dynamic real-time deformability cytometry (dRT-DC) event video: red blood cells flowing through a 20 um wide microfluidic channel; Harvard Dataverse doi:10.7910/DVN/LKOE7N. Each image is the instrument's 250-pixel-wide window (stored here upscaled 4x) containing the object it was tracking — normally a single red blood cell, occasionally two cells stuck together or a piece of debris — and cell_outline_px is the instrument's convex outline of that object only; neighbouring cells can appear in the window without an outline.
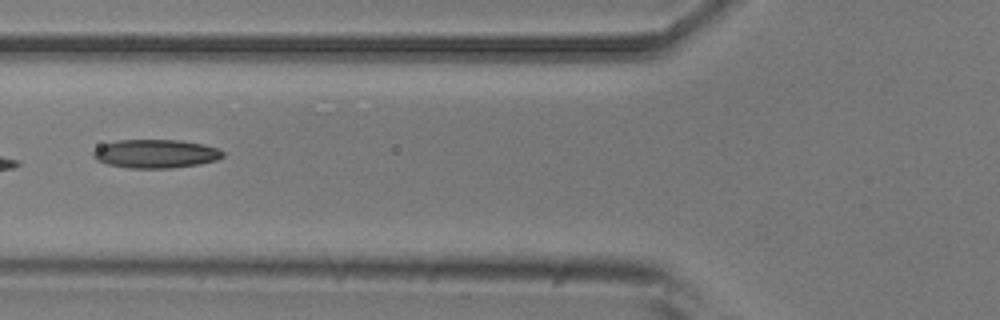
{"species": "common noctule bat (a hibernating species)", "species_latin": "Nyctalus noctula", "temperature_condition": "room temperature", "stored_images_in_passage": 5, "camera_frame_rate_fps": 3000, "um_per_image_px": 0.085, "animal": {"sex": "male", "body_mass_g": 20.5, "forearm_length_mm": 52.5}, "frame": {"image": 1, "passage_image": 4, "time_ms": 4.333, "image_size_px": [1000, 320], "cell_outline_px": [[224, 156], [216, 160], [200, 164], [172, 168], [128, 168], [108, 164], [96, 160], [92, 156], [92, 152], [96, 148], [104, 144], [116, 140], [180, 140], [204, 144], [216, 148], [224, 152]], "centroid_in_image_um": [13.22, 13.07], "position_along_channel_um": 112.6, "area_um2": 21.68}}
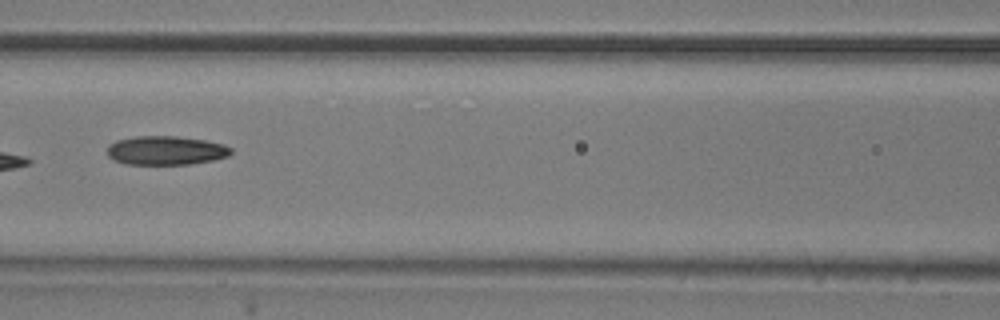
{"frame": {"image": 2, "passage_image": 5, "time_ms": 5.333, "image_size_px": [1000, 320], "cell_outline_px": [[232, 152], [228, 156], [212, 160], [188, 164], [128, 164], [112, 160], [108, 156], [108, 144], [116, 140], [136, 136], [176, 136], [204, 140], [224, 144], [232, 148]], "centroid_in_image_um": [14.08, 12.78], "position_along_channel_um": 152.5, "area_um2": 20.87}}